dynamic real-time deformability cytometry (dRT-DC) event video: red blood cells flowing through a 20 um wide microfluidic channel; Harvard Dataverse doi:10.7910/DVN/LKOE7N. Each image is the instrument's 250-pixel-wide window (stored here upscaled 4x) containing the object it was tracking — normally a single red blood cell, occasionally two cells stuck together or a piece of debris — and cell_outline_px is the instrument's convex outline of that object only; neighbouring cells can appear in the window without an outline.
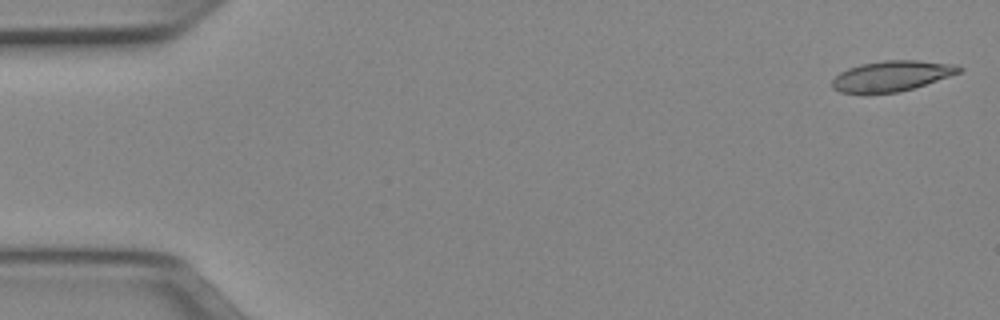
{"species": "Egyptian fruit bat (a non-hibernating species)", "species_latin": "Rousettus aegyptiacus", "temperature_condition": "cold", "stored_images_in_passage": 50, "camera_frame_rate_fps": 3000, "um_per_image_px": 0.085, "animal": {"sex": "female"}, "frame": {"image": 1, "passage_image": 1, "time_ms": 0.0, "image_size_px": [1000, 320], "cell_outline_px": [[964, 68], [960, 72], [912, 88], [896, 92], [868, 96], [840, 92], [832, 88], [832, 80], [840, 72], [848, 68], [860, 64], [884, 60], [920, 60], [956, 64]], "centroid_in_image_um": [75.73, 6.48], "position_along_channel_um": 9.3, "area_um2": 22.95}}
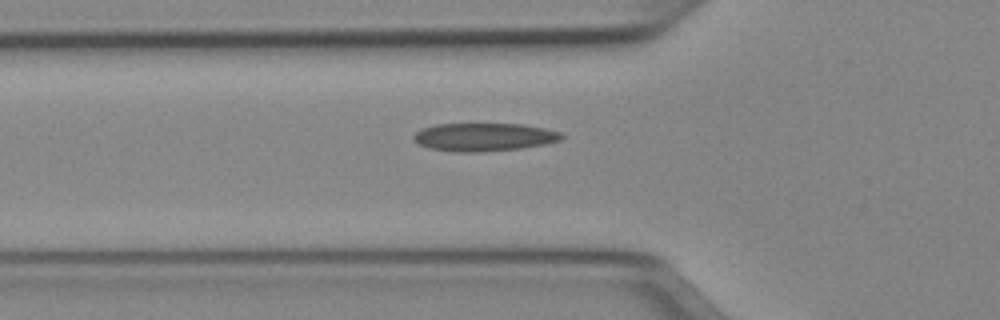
{"frame": {"image": 2, "passage_image": 17, "time_ms": 5.333, "image_size_px": [1000, 320], "cell_outline_px": [[564, 136], [560, 140], [544, 144], [520, 148], [484, 152], [456, 152], [428, 148], [420, 144], [412, 136], [420, 128], [436, 124], [520, 124], [544, 128], [560, 132]], "centroid_in_image_um": [41.11, 11.65], "position_along_channel_um": 84.7, "area_um2": 24.16}}
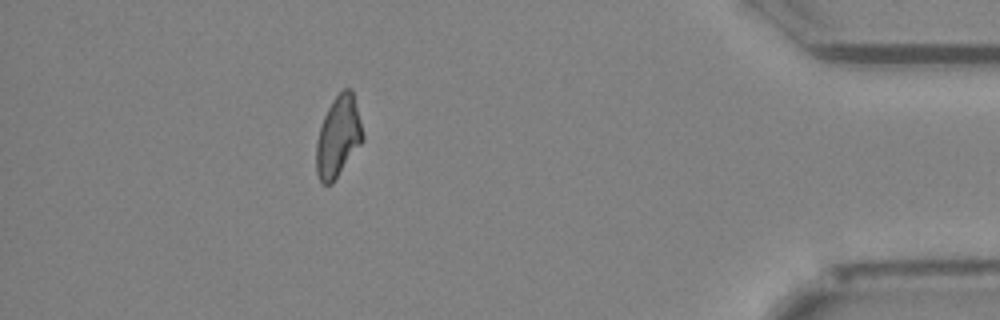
{"frame": {"image": 3, "passage_image": 45, "time_ms": 14.667, "image_size_px": [1000, 320], "cell_outline_px": [[364, 140], [332, 184], [324, 184], [320, 180], [316, 172], [316, 140], [324, 116], [332, 100], [344, 88], [352, 88], [364, 136]], "centroid_in_image_um": [28.75, 11.61], "position_along_channel_um": 406.5, "area_um2": 21.85}, "authors_computed_cell_mechanics": {"area_um2": 22.6865, "velocity_mm_per_s": 3.9642, "shape_relaxation_time_tau1_ms": null, "shape_relaxation_time_tau2_ms": 3.4953, "deformation_change_tau1": null, "deformation_change_tau2": 0.1059}}